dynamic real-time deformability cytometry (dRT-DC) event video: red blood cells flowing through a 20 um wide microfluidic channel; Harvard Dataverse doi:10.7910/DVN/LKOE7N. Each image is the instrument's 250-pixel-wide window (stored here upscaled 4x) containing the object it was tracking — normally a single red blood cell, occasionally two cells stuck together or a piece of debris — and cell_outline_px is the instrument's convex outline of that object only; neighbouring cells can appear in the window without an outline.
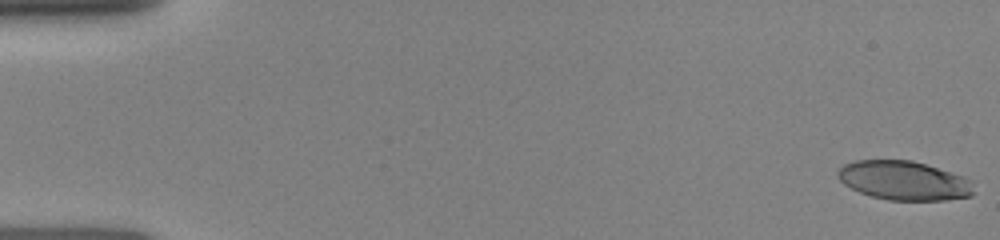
{"species": "human", "species_latin": "Homo sapiens", "temperature_condition": "room temperature", "stored_images_in_passage": 13, "camera_frame_rate_fps": 3000, "um_per_image_px": 0.085, "donor": {"sex": "female"}, "frame": {"image": 1, "passage_image": 1, "time_ms": 0.0, "image_size_px": [1000, 240], "cell_outline_px": [[972, 196], [944, 200], [888, 200], [872, 196], [860, 192], [844, 184], [836, 176], [836, 172], [844, 164], [856, 160], [912, 160], [964, 176], [972, 180]], "centroid_in_image_um": [76.83, 15.34], "position_along_channel_um": 8.2, "area_um2": 30.92}}
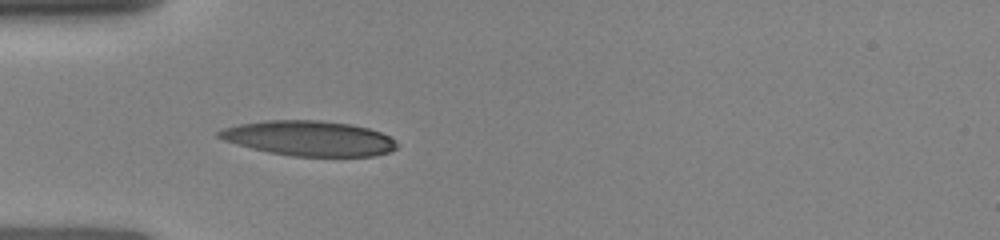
{"frame": {"image": 2, "passage_image": 10, "time_ms": 4.667, "image_size_px": [1000, 240], "cell_outline_px": [[396, 148], [388, 152], [372, 156], [292, 156], [268, 152], [236, 144], [224, 140], [216, 136], [216, 132], [224, 128], [240, 124], [264, 120], [320, 120], [352, 124], [368, 128], [380, 132], [396, 140]], "centroid_in_image_um": [26.26, 11.75], "position_along_channel_um": 58.7, "area_um2": 36.3}}
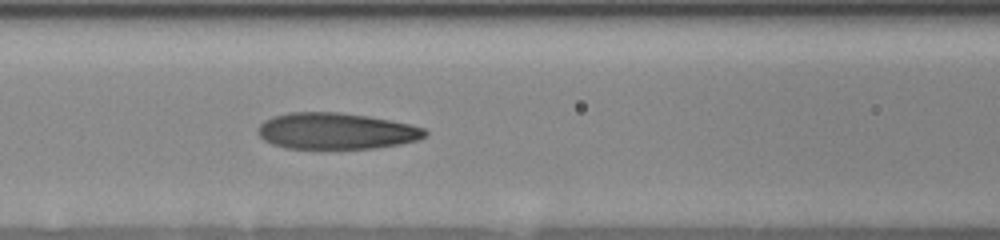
{"frame": {"image": 3, "passage_image": 13, "time_ms": 6.667, "image_size_px": [1000, 240], "cell_outline_px": [[428, 136], [416, 140], [400, 144], [376, 148], [324, 152], [284, 148], [272, 144], [264, 140], [256, 132], [256, 128], [264, 120], [272, 116], [288, 112], [336, 112], [368, 116], [412, 124], [424, 128], [428, 132]], "centroid_in_image_um": [28.53, 11.19], "position_along_channel_um": 138.1, "area_um2": 36.93}}